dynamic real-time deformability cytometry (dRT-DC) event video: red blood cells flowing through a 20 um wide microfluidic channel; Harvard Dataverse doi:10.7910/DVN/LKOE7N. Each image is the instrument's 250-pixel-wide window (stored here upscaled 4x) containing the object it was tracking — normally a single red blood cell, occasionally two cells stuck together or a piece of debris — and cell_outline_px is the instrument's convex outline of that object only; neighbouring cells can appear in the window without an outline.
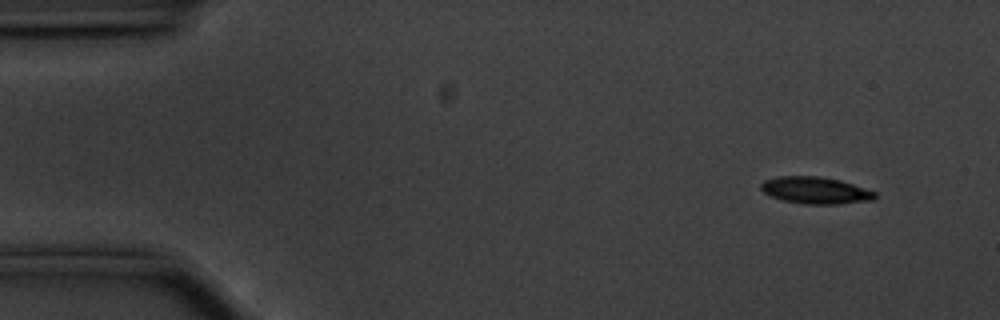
{"species": "common noctule bat (a hibernating species)", "species_latin": "Nyctalus noctula", "temperature_condition": "cold", "stored_images_in_passage": 52, "camera_frame_rate_fps": 3000, "um_per_image_px": 0.085, "animal": {"sex": "male", "body_mass_g": 20.1, "forearm_length_mm": 53.5}, "frame": {"image": 1, "passage_image": 1, "time_ms": 0.0, "image_size_px": [1000, 320], "cell_outline_px": [[876, 196], [872, 200], [840, 204], [804, 204], [780, 200], [764, 192], [760, 188], [760, 184], [764, 180], [780, 176], [820, 176], [840, 180], [876, 192]], "centroid_in_image_um": [69.29, 16.18], "position_along_channel_um": 15.7, "area_um2": 17.86}}
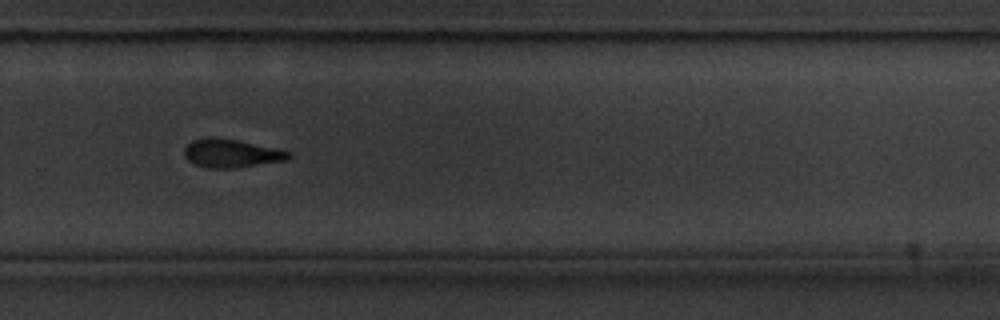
{"frame": {"image": 2, "passage_image": 34, "time_ms": 11.0, "image_size_px": [1000, 320], "cell_outline_px": [[292, 156], [288, 160], [232, 168], [208, 168], [196, 164], [188, 160], [184, 156], [184, 148], [192, 140], [208, 136], [212, 136], [236, 140], [276, 148], [292, 152]], "centroid_in_image_um": [19.66, 13.02], "position_along_channel_um": 310.1, "area_um2": 17.28}}
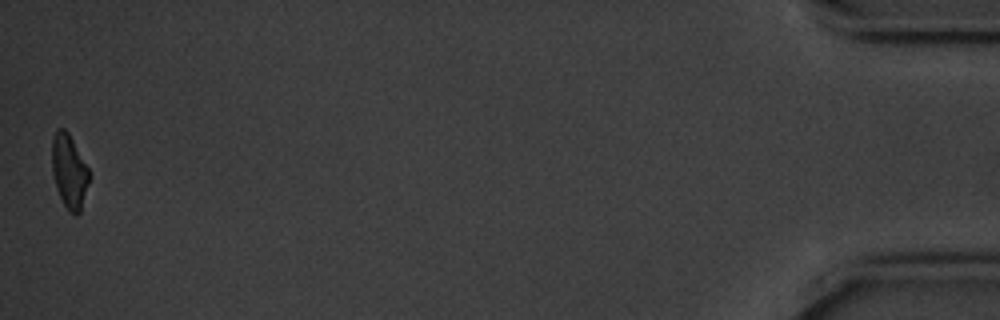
{"frame": {"image": 3, "passage_image": 52, "time_ms": 17.0, "image_size_px": [1000, 320], "cell_outline_px": [[88, 184], [80, 212], [76, 216], [68, 212], [56, 188], [52, 172], [52, 140], [56, 128], [64, 128], [68, 132], [88, 168]], "centroid_in_image_um": [5.86, 14.57], "position_along_channel_um": 429.3, "area_um2": 15.84}, "authors_computed_cell_mechanics": {"area_um2": 17.8024, "velocity_mm_per_s": 3.552, "shape_relaxation_time_tau1_ms": 2.9736, "shape_relaxation_time_tau2_ms": null, "deformation_change_tau1": 0.128, "deformation_change_tau2": null}}